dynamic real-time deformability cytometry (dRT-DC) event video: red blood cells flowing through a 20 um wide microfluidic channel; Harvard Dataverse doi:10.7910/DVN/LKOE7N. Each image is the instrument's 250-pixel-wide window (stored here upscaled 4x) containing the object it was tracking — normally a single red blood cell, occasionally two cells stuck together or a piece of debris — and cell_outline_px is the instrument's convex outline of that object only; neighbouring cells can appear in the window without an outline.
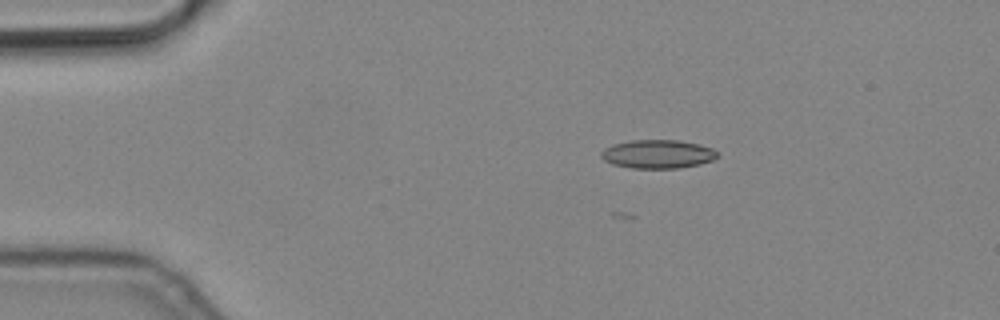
{"species": "common noctule bat (a hibernating species)", "species_latin": "Nyctalus noctula", "temperature_condition": "cold", "stored_images_in_passage": 5, "camera_frame_rate_fps": 3000, "um_per_image_px": 0.085, "animal": {"sex": "male", "body_mass_g": 19.2, "forearm_length_mm": 51.8}, "frame": {"image": 1, "passage_image": 3, "time_ms": 0.667, "image_size_px": [1000, 320], "cell_outline_px": [[716, 156], [712, 160], [700, 164], [680, 168], [632, 168], [612, 164], [604, 160], [600, 156], [600, 152], [604, 148], [612, 144], [632, 140], [680, 140], [700, 144], [712, 148], [716, 152]], "centroid_in_image_um": [55.87, 13.09], "position_along_channel_um": 29.1, "area_um2": 19.42}}
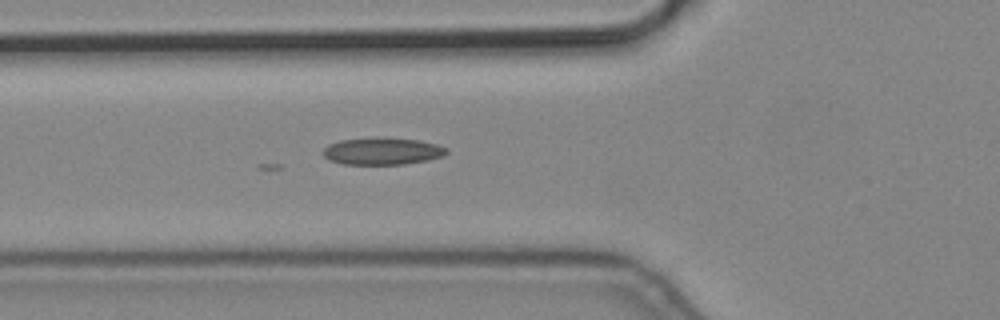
{"frame": {"image": 2, "passage_image": 5, "time_ms": 1.333, "image_size_px": [1000, 320], "cell_outline_px": [[448, 152], [444, 156], [428, 160], [404, 164], [344, 164], [328, 160], [320, 152], [328, 144], [340, 140], [384, 136], [420, 140], [436, 144], [448, 148]], "centroid_in_image_um": [32.49, 12.83], "position_along_channel_um": 93.3, "area_um2": 19.94}}